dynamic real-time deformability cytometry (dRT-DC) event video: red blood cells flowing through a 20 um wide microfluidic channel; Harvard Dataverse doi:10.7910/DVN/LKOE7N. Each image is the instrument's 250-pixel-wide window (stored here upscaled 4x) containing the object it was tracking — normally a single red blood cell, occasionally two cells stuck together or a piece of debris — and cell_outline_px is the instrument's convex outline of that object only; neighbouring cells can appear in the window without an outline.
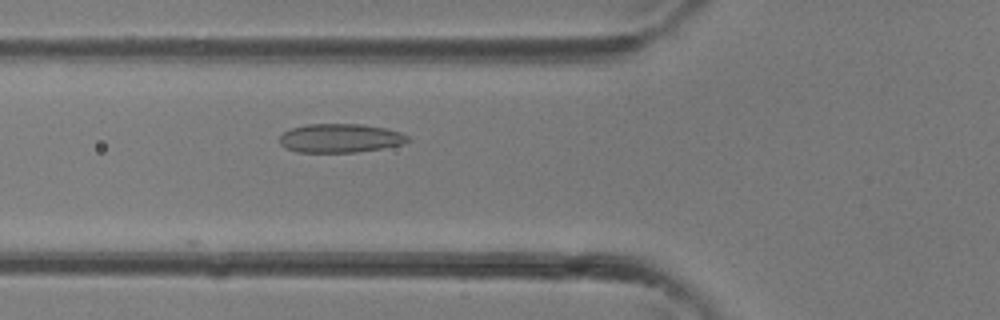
{"species": "common noctule bat (a hibernating species)", "species_latin": "Nyctalus noctula", "temperature_condition": "room temperature", "stored_images_in_passage": 27, "camera_frame_rate_fps": 3000, "um_per_image_px": 0.085, "animal": {"sex": "female"}, "frame": {"image": 1, "passage_image": 3, "time_ms": 0.667, "image_size_px": [1000, 320], "cell_outline_px": [[412, 140], [404, 144], [356, 152], [296, 152], [284, 148], [280, 144], [280, 136], [284, 132], [292, 128], [308, 124], [360, 124], [384, 128], [400, 132], [408, 136]], "centroid_in_image_um": [28.91, 11.75], "position_along_channel_um": 96.9, "area_um2": 21.5}}
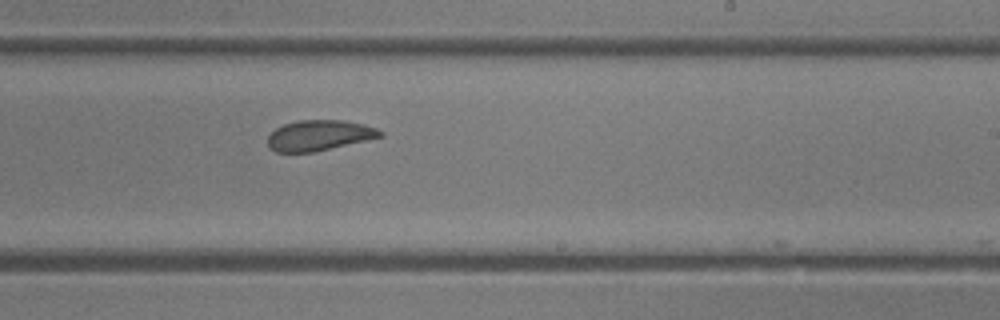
{"frame": {"image": 2, "passage_image": 12, "time_ms": 3.667, "image_size_px": [1000, 320], "cell_outline_px": [[384, 136], [312, 152], [276, 152], [268, 144], [268, 136], [276, 128], [284, 124], [300, 120], [340, 120], [364, 124], [376, 128], [384, 132]], "centroid_in_image_um": [27.14, 11.5], "position_along_channel_um": 261.9, "area_um2": 19.71}}
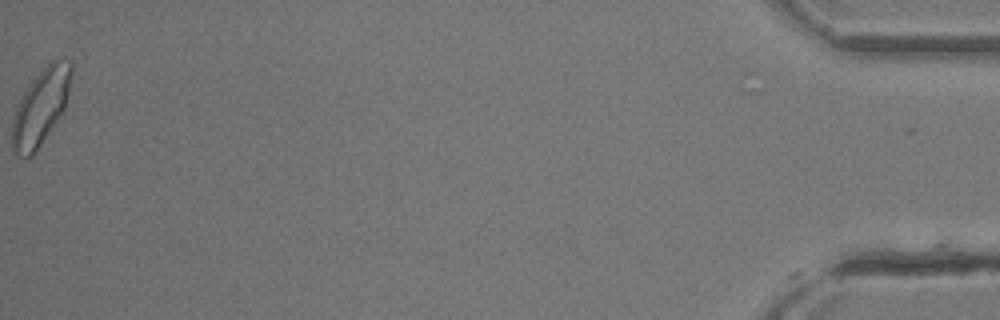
{"frame": {"image": 3, "passage_image": 27, "time_ms": 8.667, "image_size_px": [1000, 320], "cell_outline_px": [[72, 72], [68, 92], [64, 108], [60, 116], [32, 156], [16, 156], [12, 152], [12, 116], [16, 104], [28, 84], [56, 56], [72, 60]], "centroid_in_image_um": [3.44, 9.05], "position_along_channel_um": 431.8, "area_um2": 26.3}}